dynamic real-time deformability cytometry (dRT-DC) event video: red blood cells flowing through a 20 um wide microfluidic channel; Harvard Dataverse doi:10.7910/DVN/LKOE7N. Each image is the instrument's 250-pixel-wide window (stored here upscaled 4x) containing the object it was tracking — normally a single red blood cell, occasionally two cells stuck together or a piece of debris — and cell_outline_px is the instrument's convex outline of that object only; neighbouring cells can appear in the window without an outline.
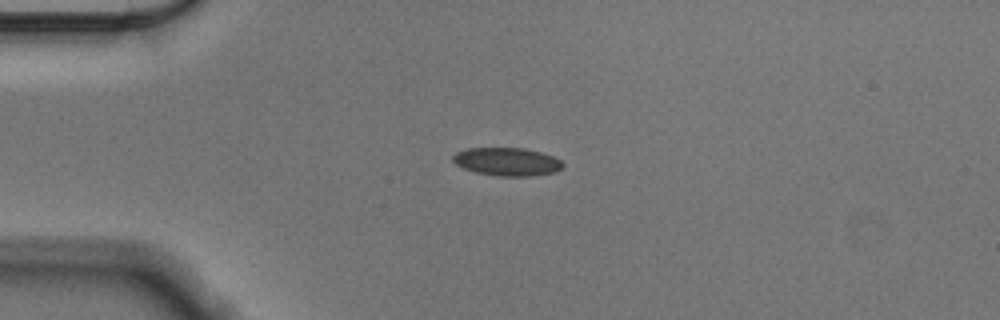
{"species": "Egyptian fruit bat (a non-hibernating species)", "species_latin": "Rousettus aegyptiacus", "temperature_condition": "cold", "stored_images_in_passage": 44, "camera_frame_rate_fps": 3000, "um_per_image_px": 0.085, "animal": {"sex": "male"}, "frame": {"image": 1, "passage_image": 1, "time_ms": 0.0, "image_size_px": [1000, 320], "cell_outline_px": [[564, 168], [556, 172], [532, 176], [500, 176], [476, 172], [464, 168], [456, 164], [452, 160], [452, 156], [456, 152], [468, 148], [524, 148], [540, 152], [552, 156], [560, 160], [564, 164]], "centroid_in_image_um": [43.12, 13.74], "position_along_channel_um": 41.9, "area_um2": 18.03}}
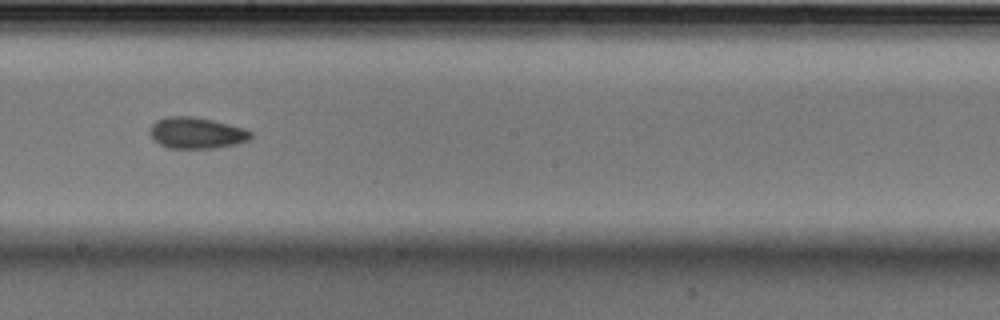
{"frame": {"image": 2, "passage_image": 19, "time_ms": 6.0, "image_size_px": [1000, 320], "cell_outline_px": [[252, 136], [248, 140], [236, 144], [212, 148], [168, 148], [152, 140], [152, 124], [156, 120], [168, 116], [192, 116], [212, 120], [244, 128], [252, 132]], "centroid_in_image_um": [16.71, 11.3], "position_along_channel_um": 231.5, "area_um2": 18.21}}
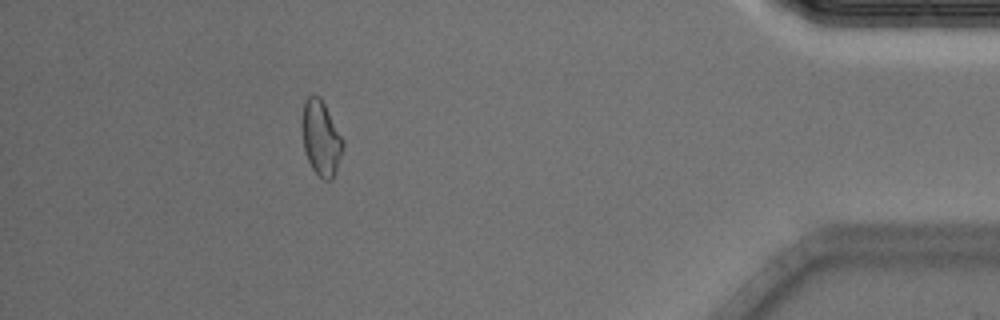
{"frame": {"image": 3, "passage_image": 38, "time_ms": 12.333, "image_size_px": [1000, 320], "cell_outline_px": [[344, 144], [336, 172], [332, 180], [324, 180], [312, 168], [308, 160], [304, 148], [300, 124], [304, 100], [308, 96], [320, 96], [344, 140]], "centroid_in_image_um": [27.27, 11.72], "position_along_channel_um": 407.9, "area_um2": 17.98}, "authors_computed_cell_mechanics": {"area_um2": 17.918, "velocity_mm_per_s": 3.5631, "shape_relaxation_time_tau1_ms": 5.2674, "shape_relaxation_time_tau2_ms": 5.0148, "deformation_change_tau1": 0.0796, "deformation_change_tau2": 0.1011}}